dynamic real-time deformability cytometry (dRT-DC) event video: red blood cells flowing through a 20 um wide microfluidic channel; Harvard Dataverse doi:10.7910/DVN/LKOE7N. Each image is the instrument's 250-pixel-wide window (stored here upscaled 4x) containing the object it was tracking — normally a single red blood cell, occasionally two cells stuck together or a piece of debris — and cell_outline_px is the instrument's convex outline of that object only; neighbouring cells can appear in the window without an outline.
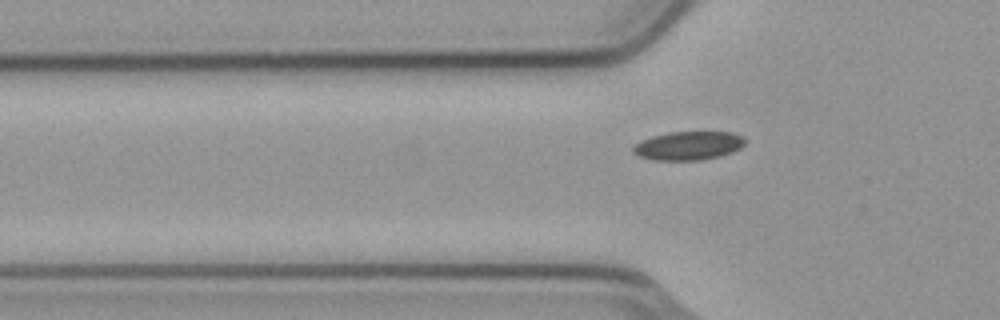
{"species": "common noctule bat (a hibernating species)", "species_latin": "Nyctalus noctula", "temperature_condition": "cold", "stored_images_in_passage": 3, "camera_frame_rate_fps": 3000, "um_per_image_px": 0.085, "animal": {"sex": "male", "body_mass_g": 23.1, "forearm_length_mm": 52.7}, "frame": {"image": 1, "passage_image": 3, "time_ms": 0.667, "image_size_px": [1000, 320], "cell_outline_px": [[744, 144], [740, 148], [732, 152], [720, 156], [700, 160], [652, 160], [640, 156], [632, 152], [632, 148], [640, 140], [652, 136], [668, 132], [732, 132], [744, 136]], "centroid_in_image_um": [58.5, 12.38], "position_along_channel_um": 67.3, "area_um2": 18.73}}